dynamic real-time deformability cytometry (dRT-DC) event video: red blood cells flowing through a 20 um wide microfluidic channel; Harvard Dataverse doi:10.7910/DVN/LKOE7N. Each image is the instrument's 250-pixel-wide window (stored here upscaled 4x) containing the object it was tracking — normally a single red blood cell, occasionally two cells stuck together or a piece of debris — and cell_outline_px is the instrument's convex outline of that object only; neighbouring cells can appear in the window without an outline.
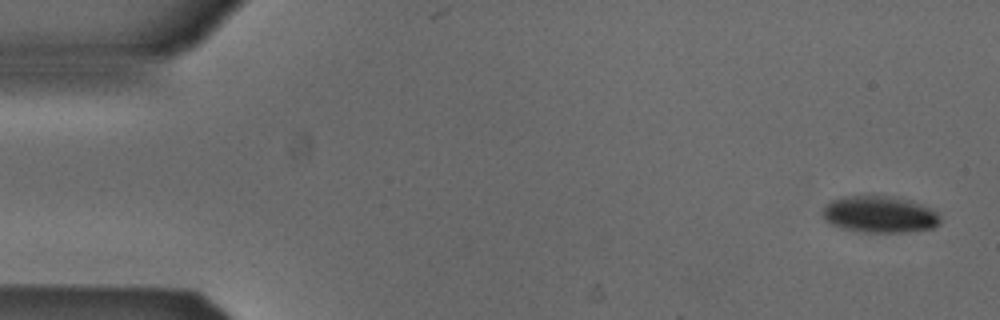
{"species": "Egyptian fruit bat (a non-hibernating species)", "species_latin": "Rousettus aegyptiacus", "temperature_condition": "cold", "stored_images_in_passage": 52, "camera_frame_rate_fps": 3000, "um_per_image_px": 0.085, "animal": {"sex": "male"}, "frame": {"image": 1, "passage_image": 1, "time_ms": 0.0, "image_size_px": [1000, 320], "cell_outline_px": [[940, 224], [932, 228], [904, 232], [864, 232], [840, 228], [824, 220], [820, 212], [832, 200], [852, 196], [888, 196], [908, 200], [932, 208], [940, 216]], "centroid_in_image_um": [74.77, 18.24], "position_along_channel_um": 10.2, "area_um2": 24.97}}
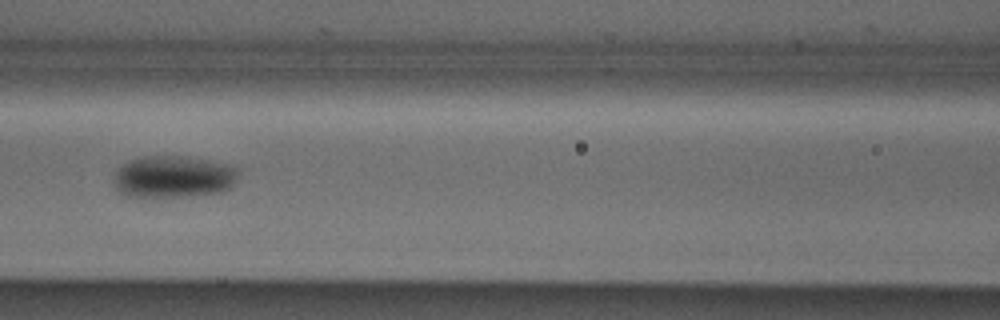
{"frame": {"image": 2, "passage_image": 22, "time_ms": 7.0, "image_size_px": [1000, 320], "cell_outline_px": [[240, 172], [232, 188], [224, 192], [188, 196], [128, 196], [120, 192], [112, 184], [112, 180], [116, 168], [128, 160], [140, 156], [188, 156], [228, 164], [236, 168]], "centroid_in_image_um": [14.73, 15.01], "position_along_channel_um": 151.9, "area_um2": 31.1}}
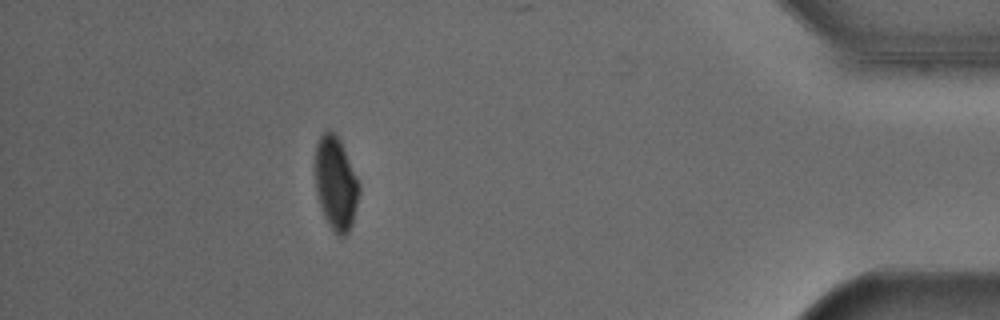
{"frame": {"image": 3, "passage_image": 46, "time_ms": 15.0, "image_size_px": [1000, 320], "cell_outline_px": [[360, 192], [352, 224], [348, 232], [344, 236], [340, 236], [332, 228], [324, 216], [320, 204], [316, 188], [316, 144], [320, 136], [328, 128], [340, 140], [360, 184]], "centroid_in_image_um": [28.56, 15.57], "position_along_channel_um": 406.6, "area_um2": 23.47}}